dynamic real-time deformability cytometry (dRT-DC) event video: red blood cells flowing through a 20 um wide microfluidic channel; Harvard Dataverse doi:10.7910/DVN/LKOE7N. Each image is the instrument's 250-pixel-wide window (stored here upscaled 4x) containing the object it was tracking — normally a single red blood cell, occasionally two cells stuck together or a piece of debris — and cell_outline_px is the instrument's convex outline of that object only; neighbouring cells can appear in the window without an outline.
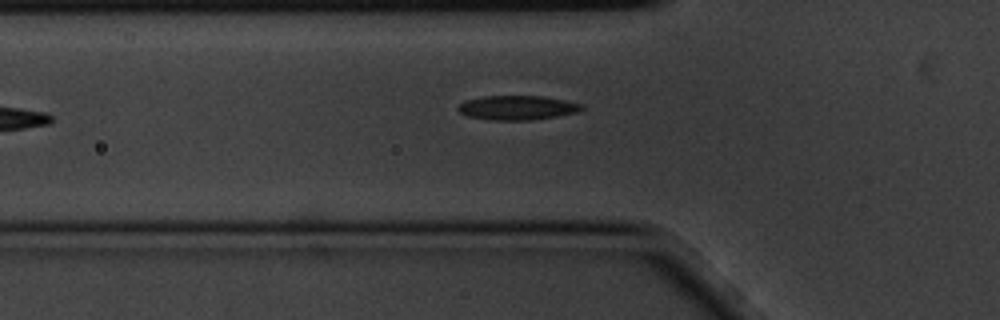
{"species": "common noctule bat (a hibernating species)", "species_latin": "Nyctalus noctula", "temperature_condition": "cold", "stored_images_in_passage": 6, "camera_frame_rate_fps": 3000, "um_per_image_px": 0.085, "animal": {"sex": "male", "body_mass_g": 20.1, "forearm_length_mm": 53.5}, "frame": {"image": 1, "passage_image": 6, "time_ms": 1.667, "image_size_px": [1000, 320], "cell_outline_px": [[584, 108], [576, 112], [556, 116], [532, 120], [488, 120], [468, 116], [460, 112], [456, 108], [464, 100], [484, 96], [544, 96], [584, 104]], "centroid_in_image_um": [43.95, 9.15], "position_along_channel_um": 81.8, "area_um2": 17.57}}